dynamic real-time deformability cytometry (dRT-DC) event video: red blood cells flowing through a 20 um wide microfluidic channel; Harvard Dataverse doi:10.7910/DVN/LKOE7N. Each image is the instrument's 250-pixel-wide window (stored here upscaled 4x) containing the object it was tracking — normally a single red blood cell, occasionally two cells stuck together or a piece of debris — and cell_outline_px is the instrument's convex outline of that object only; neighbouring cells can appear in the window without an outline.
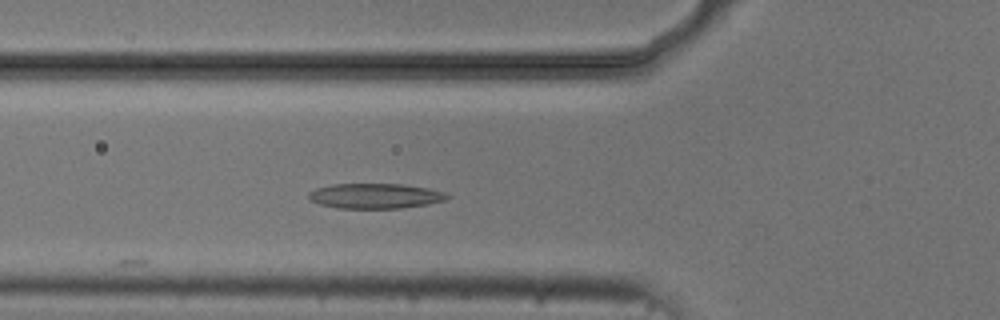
{"species": "common noctule bat (a hibernating species)", "species_latin": "Nyctalus noctula", "temperature_condition": "cold", "stored_images_in_passage": 6, "camera_frame_rate_fps": 3000, "um_per_image_px": 0.085, "animal": {"sex": "male", "body_mass_g": 20.5, "forearm_length_mm": 52.5}, "frame": {"image": 1, "passage_image": 6, "time_ms": 6.667, "image_size_px": [1000, 320], "cell_outline_px": [[452, 196], [448, 200], [428, 204], [400, 208], [336, 208], [320, 204], [312, 200], [308, 196], [308, 192], [316, 188], [332, 184], [404, 184], [428, 188], [444, 192]], "centroid_in_image_um": [31.93, 16.65], "position_along_channel_um": 93.9, "area_um2": 20.35}}